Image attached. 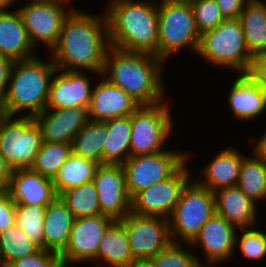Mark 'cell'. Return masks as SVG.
<instances>
[{"label": "cell", "mask_w": 266, "mask_h": 267, "mask_svg": "<svg viewBox=\"0 0 266 267\" xmlns=\"http://www.w3.org/2000/svg\"><path fill=\"white\" fill-rule=\"evenodd\" d=\"M109 47L106 15L99 17L73 9L51 50L52 61L57 70L83 69L102 76Z\"/></svg>", "instance_id": "obj_1"}, {"label": "cell", "mask_w": 266, "mask_h": 267, "mask_svg": "<svg viewBox=\"0 0 266 267\" xmlns=\"http://www.w3.org/2000/svg\"><path fill=\"white\" fill-rule=\"evenodd\" d=\"M107 11L110 46L158 57V2L109 0Z\"/></svg>", "instance_id": "obj_2"}, {"label": "cell", "mask_w": 266, "mask_h": 267, "mask_svg": "<svg viewBox=\"0 0 266 267\" xmlns=\"http://www.w3.org/2000/svg\"><path fill=\"white\" fill-rule=\"evenodd\" d=\"M163 63L162 59L153 54L128 52L110 46L102 75L107 76L112 84L123 89L140 105H154L165 100L161 75Z\"/></svg>", "instance_id": "obj_3"}, {"label": "cell", "mask_w": 266, "mask_h": 267, "mask_svg": "<svg viewBox=\"0 0 266 267\" xmlns=\"http://www.w3.org/2000/svg\"><path fill=\"white\" fill-rule=\"evenodd\" d=\"M57 71L54 62L42 61L37 56L15 61L11 70L4 107L7 116L29 110L23 116L36 117L46 109L50 83Z\"/></svg>", "instance_id": "obj_4"}, {"label": "cell", "mask_w": 266, "mask_h": 267, "mask_svg": "<svg viewBox=\"0 0 266 267\" xmlns=\"http://www.w3.org/2000/svg\"><path fill=\"white\" fill-rule=\"evenodd\" d=\"M197 53L215 66L232 68L238 73L250 72L254 59L246 47L239 19H225L202 33Z\"/></svg>", "instance_id": "obj_5"}, {"label": "cell", "mask_w": 266, "mask_h": 267, "mask_svg": "<svg viewBox=\"0 0 266 267\" xmlns=\"http://www.w3.org/2000/svg\"><path fill=\"white\" fill-rule=\"evenodd\" d=\"M158 29V58L165 61L188 46L197 54L201 34L190 2L160 0Z\"/></svg>", "instance_id": "obj_6"}, {"label": "cell", "mask_w": 266, "mask_h": 267, "mask_svg": "<svg viewBox=\"0 0 266 267\" xmlns=\"http://www.w3.org/2000/svg\"><path fill=\"white\" fill-rule=\"evenodd\" d=\"M215 214L214 192L191 180L183 188L169 220L172 242L191 244ZM180 240V241H179Z\"/></svg>", "instance_id": "obj_7"}, {"label": "cell", "mask_w": 266, "mask_h": 267, "mask_svg": "<svg viewBox=\"0 0 266 267\" xmlns=\"http://www.w3.org/2000/svg\"><path fill=\"white\" fill-rule=\"evenodd\" d=\"M42 144V132L34 117L7 116L0 123V154L13 170L30 168Z\"/></svg>", "instance_id": "obj_8"}, {"label": "cell", "mask_w": 266, "mask_h": 267, "mask_svg": "<svg viewBox=\"0 0 266 267\" xmlns=\"http://www.w3.org/2000/svg\"><path fill=\"white\" fill-rule=\"evenodd\" d=\"M170 107L162 101L154 105H140L131 114L130 156L154 154L165 149L171 133Z\"/></svg>", "instance_id": "obj_9"}, {"label": "cell", "mask_w": 266, "mask_h": 267, "mask_svg": "<svg viewBox=\"0 0 266 267\" xmlns=\"http://www.w3.org/2000/svg\"><path fill=\"white\" fill-rule=\"evenodd\" d=\"M188 156V153L176 150L130 156L122 164L130 197L133 198L141 190L170 177L188 160Z\"/></svg>", "instance_id": "obj_10"}, {"label": "cell", "mask_w": 266, "mask_h": 267, "mask_svg": "<svg viewBox=\"0 0 266 267\" xmlns=\"http://www.w3.org/2000/svg\"><path fill=\"white\" fill-rule=\"evenodd\" d=\"M120 221L126 229L131 253L137 263H148L172 242L166 218L130 212Z\"/></svg>", "instance_id": "obj_11"}, {"label": "cell", "mask_w": 266, "mask_h": 267, "mask_svg": "<svg viewBox=\"0 0 266 267\" xmlns=\"http://www.w3.org/2000/svg\"><path fill=\"white\" fill-rule=\"evenodd\" d=\"M184 162L170 177L141 190L132 198L131 212L169 219L181 192L191 180Z\"/></svg>", "instance_id": "obj_12"}, {"label": "cell", "mask_w": 266, "mask_h": 267, "mask_svg": "<svg viewBox=\"0 0 266 267\" xmlns=\"http://www.w3.org/2000/svg\"><path fill=\"white\" fill-rule=\"evenodd\" d=\"M67 3L71 2L31 1L17 9L21 14L29 41L34 50L38 42H43L50 50L56 46L63 23L74 9H64V4Z\"/></svg>", "instance_id": "obj_13"}, {"label": "cell", "mask_w": 266, "mask_h": 267, "mask_svg": "<svg viewBox=\"0 0 266 267\" xmlns=\"http://www.w3.org/2000/svg\"><path fill=\"white\" fill-rule=\"evenodd\" d=\"M114 221L107 215L76 218L73 222L68 245L60 254L64 267L71 263L93 261L97 265V252L107 227Z\"/></svg>", "instance_id": "obj_14"}, {"label": "cell", "mask_w": 266, "mask_h": 267, "mask_svg": "<svg viewBox=\"0 0 266 267\" xmlns=\"http://www.w3.org/2000/svg\"><path fill=\"white\" fill-rule=\"evenodd\" d=\"M93 182L98 192L101 214L120 220L131 212L132 198L121 164H100Z\"/></svg>", "instance_id": "obj_15"}, {"label": "cell", "mask_w": 266, "mask_h": 267, "mask_svg": "<svg viewBox=\"0 0 266 267\" xmlns=\"http://www.w3.org/2000/svg\"><path fill=\"white\" fill-rule=\"evenodd\" d=\"M55 75L56 73H59ZM79 70H57L50 83L46 109L89 108L92 88L88 75Z\"/></svg>", "instance_id": "obj_16"}, {"label": "cell", "mask_w": 266, "mask_h": 267, "mask_svg": "<svg viewBox=\"0 0 266 267\" xmlns=\"http://www.w3.org/2000/svg\"><path fill=\"white\" fill-rule=\"evenodd\" d=\"M236 233L235 227L215 213L202 225L199 234L190 246L200 245L208 262L205 267H212L217 262L231 259L234 247H236Z\"/></svg>", "instance_id": "obj_17"}, {"label": "cell", "mask_w": 266, "mask_h": 267, "mask_svg": "<svg viewBox=\"0 0 266 267\" xmlns=\"http://www.w3.org/2000/svg\"><path fill=\"white\" fill-rule=\"evenodd\" d=\"M43 142L72 144L75 135L90 120L87 107L45 109L34 117Z\"/></svg>", "instance_id": "obj_18"}, {"label": "cell", "mask_w": 266, "mask_h": 267, "mask_svg": "<svg viewBox=\"0 0 266 267\" xmlns=\"http://www.w3.org/2000/svg\"><path fill=\"white\" fill-rule=\"evenodd\" d=\"M140 104L123 89L112 84L107 77L92 90L89 118L107 121L131 115Z\"/></svg>", "instance_id": "obj_19"}, {"label": "cell", "mask_w": 266, "mask_h": 267, "mask_svg": "<svg viewBox=\"0 0 266 267\" xmlns=\"http://www.w3.org/2000/svg\"><path fill=\"white\" fill-rule=\"evenodd\" d=\"M15 204L47 206L56 197L53 180L27 169L13 170L6 189Z\"/></svg>", "instance_id": "obj_20"}, {"label": "cell", "mask_w": 266, "mask_h": 267, "mask_svg": "<svg viewBox=\"0 0 266 267\" xmlns=\"http://www.w3.org/2000/svg\"><path fill=\"white\" fill-rule=\"evenodd\" d=\"M238 75L228 96L229 107L235 118L251 120L266 110V91L250 72Z\"/></svg>", "instance_id": "obj_21"}, {"label": "cell", "mask_w": 266, "mask_h": 267, "mask_svg": "<svg viewBox=\"0 0 266 267\" xmlns=\"http://www.w3.org/2000/svg\"><path fill=\"white\" fill-rule=\"evenodd\" d=\"M215 213L225 218L236 229L255 225L256 202L249 198L237 185L214 192Z\"/></svg>", "instance_id": "obj_22"}, {"label": "cell", "mask_w": 266, "mask_h": 267, "mask_svg": "<svg viewBox=\"0 0 266 267\" xmlns=\"http://www.w3.org/2000/svg\"><path fill=\"white\" fill-rule=\"evenodd\" d=\"M33 49L19 11H0V55L14 62L28 60L36 56Z\"/></svg>", "instance_id": "obj_23"}, {"label": "cell", "mask_w": 266, "mask_h": 267, "mask_svg": "<svg viewBox=\"0 0 266 267\" xmlns=\"http://www.w3.org/2000/svg\"><path fill=\"white\" fill-rule=\"evenodd\" d=\"M74 220V215L59 196L47 205L43 225L44 249L60 255L68 245Z\"/></svg>", "instance_id": "obj_24"}, {"label": "cell", "mask_w": 266, "mask_h": 267, "mask_svg": "<svg viewBox=\"0 0 266 267\" xmlns=\"http://www.w3.org/2000/svg\"><path fill=\"white\" fill-rule=\"evenodd\" d=\"M244 158L235 148L222 150L206 167H203L201 172L206 181L201 182L197 179V182L212 192L236 186Z\"/></svg>", "instance_id": "obj_25"}, {"label": "cell", "mask_w": 266, "mask_h": 267, "mask_svg": "<svg viewBox=\"0 0 266 267\" xmlns=\"http://www.w3.org/2000/svg\"><path fill=\"white\" fill-rule=\"evenodd\" d=\"M100 260L108 267H134L138 264L133 259L128 235L120 220H114L105 230L97 252V262Z\"/></svg>", "instance_id": "obj_26"}, {"label": "cell", "mask_w": 266, "mask_h": 267, "mask_svg": "<svg viewBox=\"0 0 266 267\" xmlns=\"http://www.w3.org/2000/svg\"><path fill=\"white\" fill-rule=\"evenodd\" d=\"M238 19L250 54L256 57L266 53V3L261 0H249Z\"/></svg>", "instance_id": "obj_27"}, {"label": "cell", "mask_w": 266, "mask_h": 267, "mask_svg": "<svg viewBox=\"0 0 266 267\" xmlns=\"http://www.w3.org/2000/svg\"><path fill=\"white\" fill-rule=\"evenodd\" d=\"M103 164H123L130 157L131 115L106 121Z\"/></svg>", "instance_id": "obj_28"}, {"label": "cell", "mask_w": 266, "mask_h": 267, "mask_svg": "<svg viewBox=\"0 0 266 267\" xmlns=\"http://www.w3.org/2000/svg\"><path fill=\"white\" fill-rule=\"evenodd\" d=\"M100 163L70 154L53 179L54 190L59 196L63 191L93 180Z\"/></svg>", "instance_id": "obj_29"}, {"label": "cell", "mask_w": 266, "mask_h": 267, "mask_svg": "<svg viewBox=\"0 0 266 267\" xmlns=\"http://www.w3.org/2000/svg\"><path fill=\"white\" fill-rule=\"evenodd\" d=\"M106 137V121L90 119L73 138L72 152L85 159L103 164V146Z\"/></svg>", "instance_id": "obj_30"}, {"label": "cell", "mask_w": 266, "mask_h": 267, "mask_svg": "<svg viewBox=\"0 0 266 267\" xmlns=\"http://www.w3.org/2000/svg\"><path fill=\"white\" fill-rule=\"evenodd\" d=\"M59 197L76 218L101 214L98 192L93 180L63 191Z\"/></svg>", "instance_id": "obj_31"}, {"label": "cell", "mask_w": 266, "mask_h": 267, "mask_svg": "<svg viewBox=\"0 0 266 267\" xmlns=\"http://www.w3.org/2000/svg\"><path fill=\"white\" fill-rule=\"evenodd\" d=\"M40 247L15 223L0 233V267L37 252Z\"/></svg>", "instance_id": "obj_32"}, {"label": "cell", "mask_w": 266, "mask_h": 267, "mask_svg": "<svg viewBox=\"0 0 266 267\" xmlns=\"http://www.w3.org/2000/svg\"><path fill=\"white\" fill-rule=\"evenodd\" d=\"M252 155L243 159L237 186L257 203L266 199V164Z\"/></svg>", "instance_id": "obj_33"}, {"label": "cell", "mask_w": 266, "mask_h": 267, "mask_svg": "<svg viewBox=\"0 0 266 267\" xmlns=\"http://www.w3.org/2000/svg\"><path fill=\"white\" fill-rule=\"evenodd\" d=\"M71 153V144L43 142L29 169L53 180Z\"/></svg>", "instance_id": "obj_34"}, {"label": "cell", "mask_w": 266, "mask_h": 267, "mask_svg": "<svg viewBox=\"0 0 266 267\" xmlns=\"http://www.w3.org/2000/svg\"><path fill=\"white\" fill-rule=\"evenodd\" d=\"M46 206L15 204V223L40 248L44 249L43 225Z\"/></svg>", "instance_id": "obj_35"}, {"label": "cell", "mask_w": 266, "mask_h": 267, "mask_svg": "<svg viewBox=\"0 0 266 267\" xmlns=\"http://www.w3.org/2000/svg\"><path fill=\"white\" fill-rule=\"evenodd\" d=\"M148 264L151 267H205L196 254L185 250L181 243L171 242L165 249L157 253Z\"/></svg>", "instance_id": "obj_36"}, {"label": "cell", "mask_w": 266, "mask_h": 267, "mask_svg": "<svg viewBox=\"0 0 266 267\" xmlns=\"http://www.w3.org/2000/svg\"><path fill=\"white\" fill-rule=\"evenodd\" d=\"M190 4L200 34L214 29L225 20L215 0H192Z\"/></svg>", "instance_id": "obj_37"}, {"label": "cell", "mask_w": 266, "mask_h": 267, "mask_svg": "<svg viewBox=\"0 0 266 267\" xmlns=\"http://www.w3.org/2000/svg\"><path fill=\"white\" fill-rule=\"evenodd\" d=\"M242 235L240 238L236 235V244L239 242V248L244 257L250 260H260L266 256V233L252 228L240 229Z\"/></svg>", "instance_id": "obj_38"}, {"label": "cell", "mask_w": 266, "mask_h": 267, "mask_svg": "<svg viewBox=\"0 0 266 267\" xmlns=\"http://www.w3.org/2000/svg\"><path fill=\"white\" fill-rule=\"evenodd\" d=\"M7 267H64L59 254L40 248L37 252L15 260Z\"/></svg>", "instance_id": "obj_39"}, {"label": "cell", "mask_w": 266, "mask_h": 267, "mask_svg": "<svg viewBox=\"0 0 266 267\" xmlns=\"http://www.w3.org/2000/svg\"><path fill=\"white\" fill-rule=\"evenodd\" d=\"M15 224V202L6 189L0 190V233Z\"/></svg>", "instance_id": "obj_40"}, {"label": "cell", "mask_w": 266, "mask_h": 267, "mask_svg": "<svg viewBox=\"0 0 266 267\" xmlns=\"http://www.w3.org/2000/svg\"><path fill=\"white\" fill-rule=\"evenodd\" d=\"M225 19H238L249 0H215Z\"/></svg>", "instance_id": "obj_41"}, {"label": "cell", "mask_w": 266, "mask_h": 267, "mask_svg": "<svg viewBox=\"0 0 266 267\" xmlns=\"http://www.w3.org/2000/svg\"><path fill=\"white\" fill-rule=\"evenodd\" d=\"M14 61L8 57L0 55V98L5 99L9 84L11 70Z\"/></svg>", "instance_id": "obj_42"}, {"label": "cell", "mask_w": 266, "mask_h": 267, "mask_svg": "<svg viewBox=\"0 0 266 267\" xmlns=\"http://www.w3.org/2000/svg\"><path fill=\"white\" fill-rule=\"evenodd\" d=\"M250 73L266 91V53L254 57Z\"/></svg>", "instance_id": "obj_43"}, {"label": "cell", "mask_w": 266, "mask_h": 267, "mask_svg": "<svg viewBox=\"0 0 266 267\" xmlns=\"http://www.w3.org/2000/svg\"><path fill=\"white\" fill-rule=\"evenodd\" d=\"M13 173L12 167L0 154V190L7 189Z\"/></svg>", "instance_id": "obj_44"}, {"label": "cell", "mask_w": 266, "mask_h": 267, "mask_svg": "<svg viewBox=\"0 0 266 267\" xmlns=\"http://www.w3.org/2000/svg\"><path fill=\"white\" fill-rule=\"evenodd\" d=\"M256 142L253 154L266 164V132Z\"/></svg>", "instance_id": "obj_45"}, {"label": "cell", "mask_w": 266, "mask_h": 267, "mask_svg": "<svg viewBox=\"0 0 266 267\" xmlns=\"http://www.w3.org/2000/svg\"><path fill=\"white\" fill-rule=\"evenodd\" d=\"M16 1L17 0H0V11H6V9Z\"/></svg>", "instance_id": "obj_46"}, {"label": "cell", "mask_w": 266, "mask_h": 267, "mask_svg": "<svg viewBox=\"0 0 266 267\" xmlns=\"http://www.w3.org/2000/svg\"><path fill=\"white\" fill-rule=\"evenodd\" d=\"M7 117L4 107V100L0 98V123Z\"/></svg>", "instance_id": "obj_47"}, {"label": "cell", "mask_w": 266, "mask_h": 267, "mask_svg": "<svg viewBox=\"0 0 266 267\" xmlns=\"http://www.w3.org/2000/svg\"><path fill=\"white\" fill-rule=\"evenodd\" d=\"M30 1H42V2H53V3L71 2L69 0H30Z\"/></svg>", "instance_id": "obj_48"}, {"label": "cell", "mask_w": 266, "mask_h": 267, "mask_svg": "<svg viewBox=\"0 0 266 267\" xmlns=\"http://www.w3.org/2000/svg\"><path fill=\"white\" fill-rule=\"evenodd\" d=\"M134 267H151L148 263H138Z\"/></svg>", "instance_id": "obj_49"}, {"label": "cell", "mask_w": 266, "mask_h": 267, "mask_svg": "<svg viewBox=\"0 0 266 267\" xmlns=\"http://www.w3.org/2000/svg\"><path fill=\"white\" fill-rule=\"evenodd\" d=\"M168 1H182V2H190L192 0H168Z\"/></svg>", "instance_id": "obj_50"}]
</instances>
